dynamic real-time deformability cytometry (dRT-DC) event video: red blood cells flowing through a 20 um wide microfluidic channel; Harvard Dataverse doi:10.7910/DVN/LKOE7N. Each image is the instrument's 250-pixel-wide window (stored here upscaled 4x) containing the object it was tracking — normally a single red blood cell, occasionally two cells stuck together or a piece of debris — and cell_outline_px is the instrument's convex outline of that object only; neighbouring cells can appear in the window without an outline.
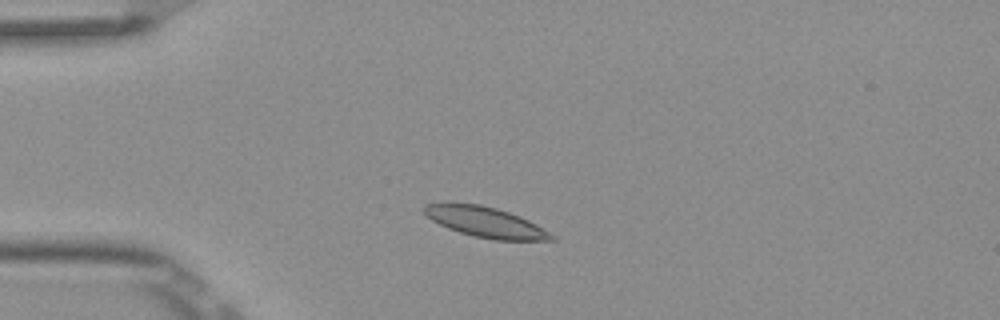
{"species": "Egyptian fruit bat (a non-hibernating species)", "species_latin": "Rousettus aegyptiacus", "temperature_condition": "room temperature", "stored_images_in_passage": 7, "camera_frame_rate_fps": 3000, "um_per_image_px": 0.085, "frame": {"image": 1, "passage_image": 3, "time_ms": 0.667, "image_size_px": [1000, 320], "cell_outline_px": [[556, 240], [496, 240], [476, 236], [460, 232], [448, 228], [432, 220], [420, 208], [424, 204], [480, 204], [496, 208], [520, 216], [536, 224], [556, 236]], "centroid_in_image_um": [41.3, 18.89], "position_along_channel_um": 43.7, "area_um2": 22.14}}
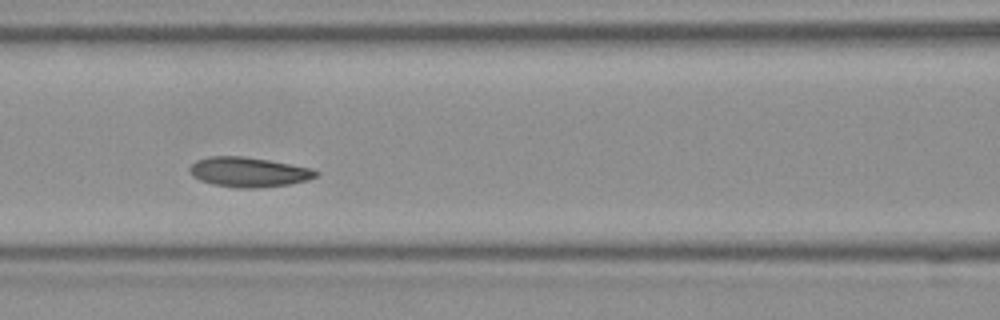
{"frame": {"image": 2, "passage_image": 6, "time_ms": 1.667, "image_size_px": [1000, 320], "cell_outline_px": [[320, 172], [316, 176], [308, 180], [288, 184], [256, 188], [236, 188], [212, 184], [200, 180], [192, 176], [188, 172], [188, 168], [196, 160], [208, 156], [244, 156], [268, 160], [312, 168]], "centroid_in_image_um": [21.1, 14.62], "position_along_channel_um": 145.5, "area_um2": 22.02}}
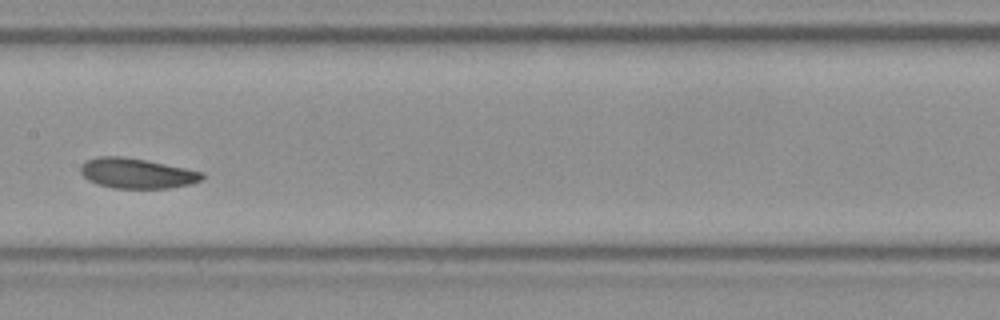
{"frame": {"image": 3, "passage_image": 7, "time_ms": 2.0, "image_size_px": [1000, 320], "cell_outline_px": [[204, 176], [200, 180], [192, 184], [168, 188], [112, 188], [96, 184], [88, 180], [80, 172], [80, 164], [84, 160], [96, 156], [124, 156], [148, 160], [204, 172]], "centroid_in_image_um": [11.59, 14.72], "position_along_channel_um": 195.8, "area_um2": 21.68}}